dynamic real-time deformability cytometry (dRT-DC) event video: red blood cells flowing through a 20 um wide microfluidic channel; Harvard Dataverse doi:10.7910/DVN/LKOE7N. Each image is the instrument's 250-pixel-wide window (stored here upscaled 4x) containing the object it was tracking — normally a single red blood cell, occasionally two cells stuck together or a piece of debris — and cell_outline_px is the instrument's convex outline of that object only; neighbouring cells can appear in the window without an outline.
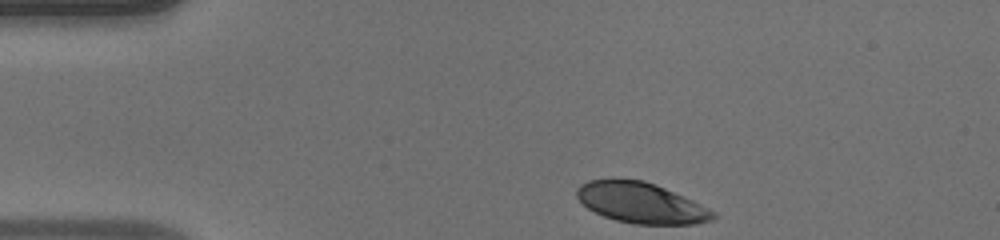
{"species": "human", "species_latin": "Homo sapiens", "temperature_condition": "warm", "stored_images_in_passage": 34, "camera_frame_rate_fps": 3000, "um_per_image_px": 0.085, "donor": {"sex": "male"}, "frame": {"image": 1, "passage_image": 1, "time_ms": 0.0, "image_size_px": [1000, 240], "cell_outline_px": [[716, 216], [708, 220], [692, 224], [636, 224], [616, 220], [604, 216], [588, 208], [576, 196], [576, 192], [580, 184], [588, 180], [616, 176], [644, 180], [664, 188], [692, 200], [712, 212]], "centroid_in_image_um": [54.38, 17.19], "position_along_channel_um": 30.6, "area_um2": 32.14}}
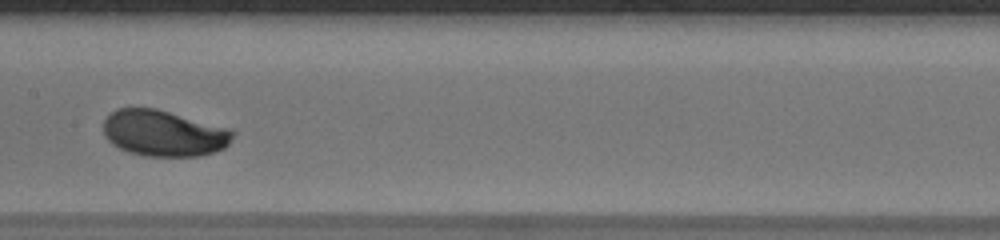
{"frame": {"image": 2, "passage_image": 17, "time_ms": 5.333, "image_size_px": [1000, 240], "cell_outline_px": [[236, 132], [228, 144], [224, 148], [200, 156], [144, 156], [128, 152], [112, 144], [108, 140], [104, 132], [104, 120], [116, 108], [156, 108], [228, 128]], "centroid_in_image_um": [13.91, 11.33], "position_along_channel_um": 193.5, "area_um2": 34.62}}
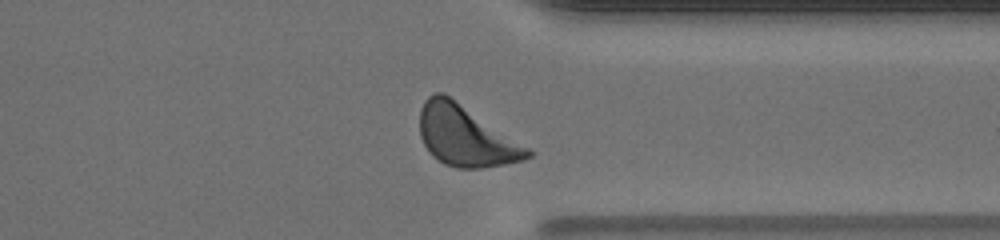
{"frame": {"image": 3, "passage_image": 30, "time_ms": 9.667, "image_size_px": [1000, 240], "cell_outline_px": [[532, 156], [524, 160], [504, 164], [480, 168], [456, 168], [444, 164], [432, 156], [428, 152], [420, 136], [420, 108], [424, 100], [428, 96], [436, 92], [444, 92], [528, 148], [532, 152]], "centroid_in_image_um": [39.53, 11.56], "position_along_channel_um": 371.9, "area_um2": 37.74}, "authors_computed_cell_mechanics": {"area_um2": 34.3043, "velocity_mm_per_s": 4.1592, "shape_relaxation_time_tau1_ms": 1.9835, "shape_relaxation_time_tau2_ms": null, "deformation_change_tau1": 0.1241, "deformation_change_tau2": null}}